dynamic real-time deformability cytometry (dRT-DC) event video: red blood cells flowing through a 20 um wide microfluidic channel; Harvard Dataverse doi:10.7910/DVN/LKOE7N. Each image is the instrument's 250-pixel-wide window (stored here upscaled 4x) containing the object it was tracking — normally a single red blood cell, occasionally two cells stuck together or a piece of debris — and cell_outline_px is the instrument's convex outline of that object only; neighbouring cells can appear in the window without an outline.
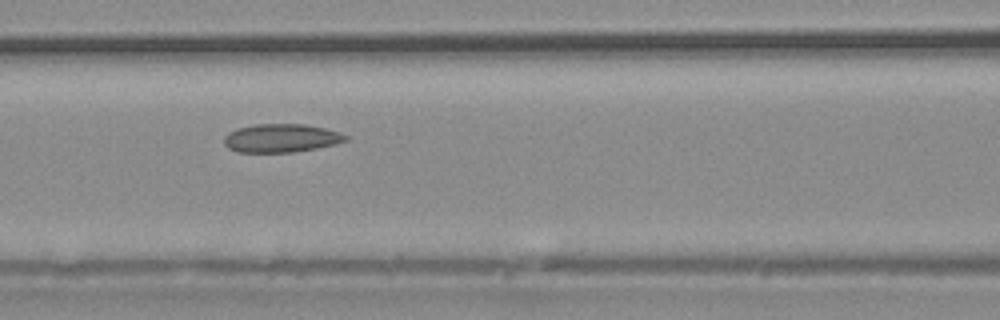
{"species": "common noctule bat (a hibernating species)", "species_latin": "Nyctalus noctula", "temperature_condition": "warm", "stored_images_in_passage": 33, "camera_frame_rate_fps": 3000, "um_per_image_px": 0.085, "animal": {"sex": "male", "body_mass_g": 20.4}, "frame": {"image": 1, "passage_image": 11, "time_ms": 3.333, "image_size_px": [1000, 320], "cell_outline_px": [[348, 140], [336, 144], [316, 148], [292, 152], [236, 152], [228, 148], [224, 144], [224, 136], [228, 132], [236, 128], [256, 124], [304, 124], [324, 128], [340, 132], [348, 136]], "centroid_in_image_um": [23.88, 11.74], "position_along_channel_um": 142.7, "area_um2": 20.23}}
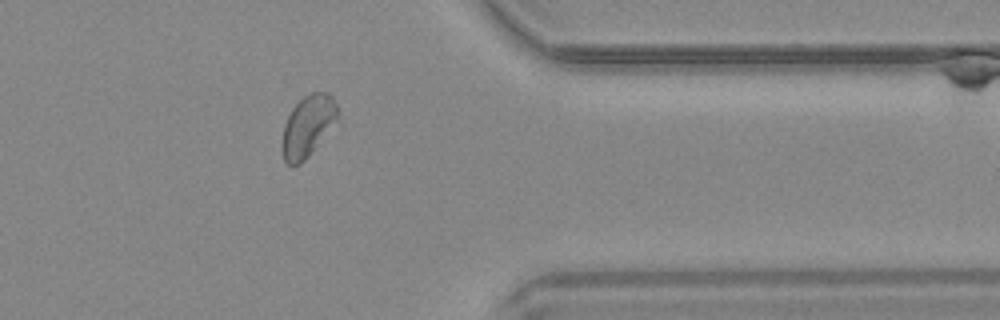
{"frame": {"image": 2, "passage_image": 26, "time_ms": 8.333, "image_size_px": [1000, 320], "cell_outline_px": [[344, 124], [300, 164], [292, 168], [284, 160], [280, 144], [284, 124], [292, 108], [304, 96], [312, 92], [328, 92], [332, 96], [340, 112]], "centroid_in_image_um": [26.29, 10.76], "position_along_channel_um": 385.1, "area_um2": 21.62}}
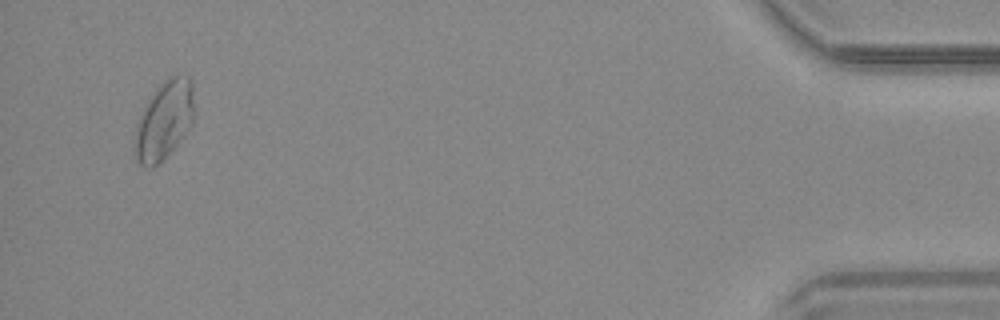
{"frame": {"image": 3, "passage_image": 32, "time_ms": 10.333, "image_size_px": [1000, 320], "cell_outline_px": [[196, 112], [192, 124], [184, 136], [152, 168], [148, 168], [140, 164], [136, 160], [132, 152], [132, 140], [136, 124], [140, 112], [152, 92], [168, 76], [188, 76], [192, 84]], "centroid_in_image_um": [13.92, 10.22], "position_along_channel_um": 421.3, "area_um2": 27.8}}